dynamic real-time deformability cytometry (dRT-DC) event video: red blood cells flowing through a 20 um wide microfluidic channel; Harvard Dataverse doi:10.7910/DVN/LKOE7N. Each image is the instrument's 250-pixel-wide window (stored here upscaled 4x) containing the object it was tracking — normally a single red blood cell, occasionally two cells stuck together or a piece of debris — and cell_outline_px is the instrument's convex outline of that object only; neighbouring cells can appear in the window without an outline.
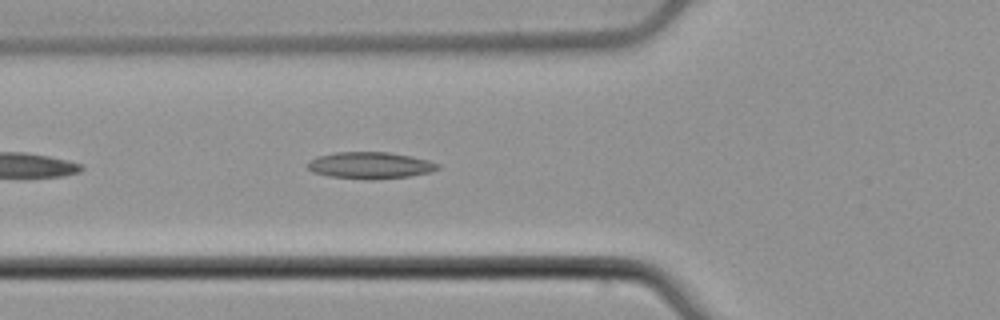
{"species": "common noctule bat (a hibernating species)", "species_latin": "Nyctalus noctula", "temperature_condition": "cold", "stored_images_in_passage": 13, "camera_frame_rate_fps": 3000, "um_per_image_px": 0.085, "animal": {"sex": "male", "body_mass_g": 21.5, "forearm_length_mm": 52.0}, "frame": {"image": 1, "passage_image": 3, "time_ms": 0.667, "image_size_px": [1000, 320], "cell_outline_px": [[440, 168], [428, 172], [408, 176], [372, 180], [368, 180], [328, 176], [312, 172], [308, 168], [308, 164], [316, 156], [332, 152], [388, 152], [412, 156], [428, 160], [440, 164]], "centroid_in_image_um": [31.45, 14.05], "position_along_channel_um": 94.4, "area_um2": 20.29}}
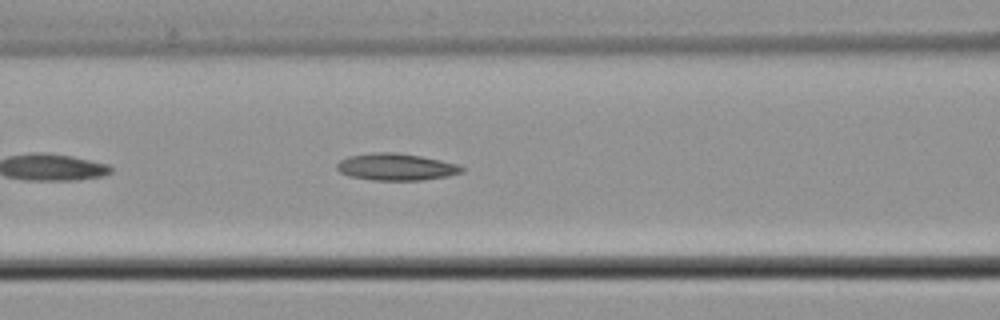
{"frame": {"image": 2, "passage_image": 6, "time_ms": 1.667, "image_size_px": [1000, 320], "cell_outline_px": [[464, 172], [448, 176], [424, 180], [372, 180], [348, 176], [340, 172], [336, 168], [336, 164], [340, 160], [348, 156], [372, 152], [396, 152], [420, 156], [440, 160], [456, 164], [464, 168]], "centroid_in_image_um": [33.64, 14.19], "position_along_channel_um": 133.0, "area_um2": 19.71}}
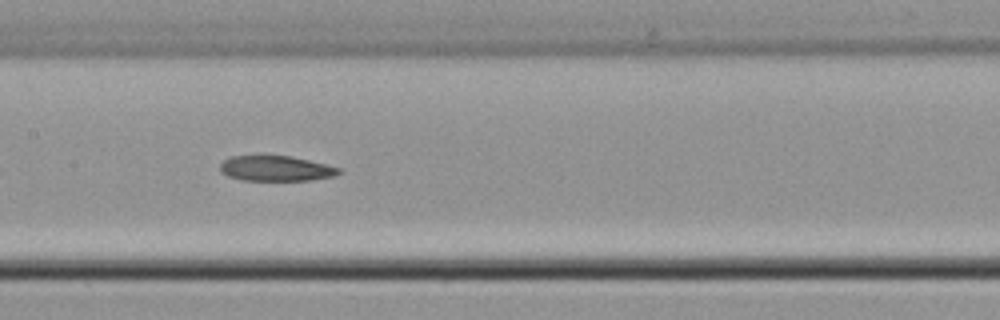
{"frame": {"image": 3, "passage_image": 10, "time_ms": 3.0, "image_size_px": [1000, 320], "cell_outline_px": [[340, 172], [332, 176], [312, 180], [244, 180], [228, 176], [220, 172], [220, 164], [224, 160], [232, 156], [260, 152], [264, 152], [288, 156], [308, 160], [340, 168]], "centroid_in_image_um": [23.35, 14.26], "position_along_channel_um": 184.0, "area_um2": 18.03}}